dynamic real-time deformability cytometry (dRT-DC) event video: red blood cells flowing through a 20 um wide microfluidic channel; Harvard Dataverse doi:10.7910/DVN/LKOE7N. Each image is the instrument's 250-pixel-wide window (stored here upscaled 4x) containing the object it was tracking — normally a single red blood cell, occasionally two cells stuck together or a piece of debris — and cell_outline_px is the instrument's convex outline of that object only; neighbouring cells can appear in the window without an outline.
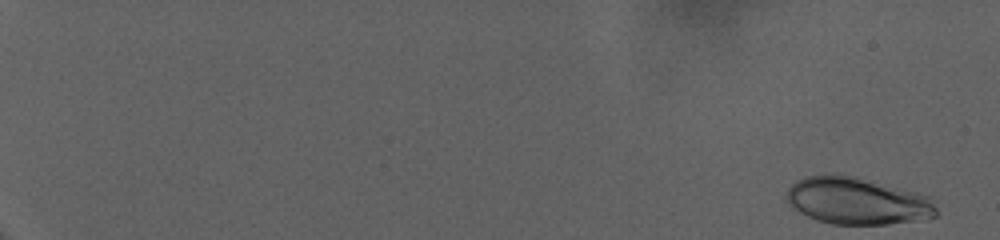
{"species": "human", "species_latin": "Homo sapiens", "temperature_condition": "warm", "stored_images_in_passage": 75, "camera_frame_rate_fps": 3000, "um_per_image_px": 0.085, "donor": {"sex": "female"}, "frame": {"image": 1, "passage_image": 1, "time_ms": 0.0, "image_size_px": [1000, 240], "cell_outline_px": [[936, 216], [928, 220], [888, 224], [832, 224], [816, 220], [792, 208], [784, 200], [784, 196], [788, 188], [796, 180], [804, 176], [824, 172], [836, 172], [856, 176], [916, 192], [928, 196], [936, 208]], "centroid_in_image_um": [72.8, 17.05], "position_along_channel_um": 12.2, "area_um2": 42.02}}
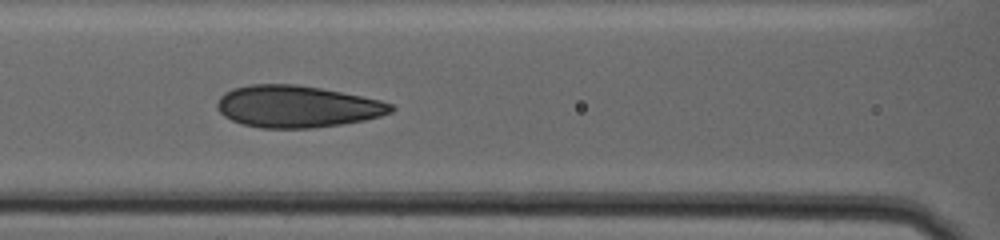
{"frame": {"image": 2, "passage_image": 39, "time_ms": 12.667, "image_size_px": [1000, 240], "cell_outline_px": [[396, 108], [392, 112], [380, 116], [364, 120], [340, 124], [312, 128], [260, 128], [240, 124], [224, 116], [216, 108], [216, 104], [220, 96], [224, 92], [232, 88], [252, 84], [296, 84], [320, 88], [380, 100], [392, 104]], "centroid_in_image_um": [25.21, 9.05], "position_along_channel_um": 141.4, "area_um2": 42.48}}
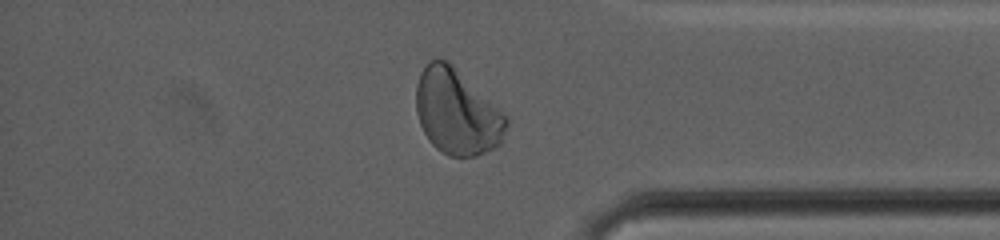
{"frame": {"image": 3, "passage_image": 66, "time_ms": 21.667, "image_size_px": [1000, 240], "cell_outline_px": [[508, 124], [500, 144], [476, 156], [448, 156], [436, 148], [428, 140], [420, 124], [416, 112], [416, 84], [420, 72], [432, 60], [448, 60], [508, 116]], "centroid_in_image_um": [38.84, 9.52], "position_along_channel_um": 396.4, "area_um2": 44.8}, "authors_computed_cell_mechanics": {"area_um2": 41.1536, "velocity_mm_per_s": 2.9155, "shape_relaxation_time_tau1_ms": 6.1182, "shape_relaxation_time_tau2_ms": 0.997, "deformation_change_tau1": 0.1597, "deformation_change_tau2": 0.0509}}